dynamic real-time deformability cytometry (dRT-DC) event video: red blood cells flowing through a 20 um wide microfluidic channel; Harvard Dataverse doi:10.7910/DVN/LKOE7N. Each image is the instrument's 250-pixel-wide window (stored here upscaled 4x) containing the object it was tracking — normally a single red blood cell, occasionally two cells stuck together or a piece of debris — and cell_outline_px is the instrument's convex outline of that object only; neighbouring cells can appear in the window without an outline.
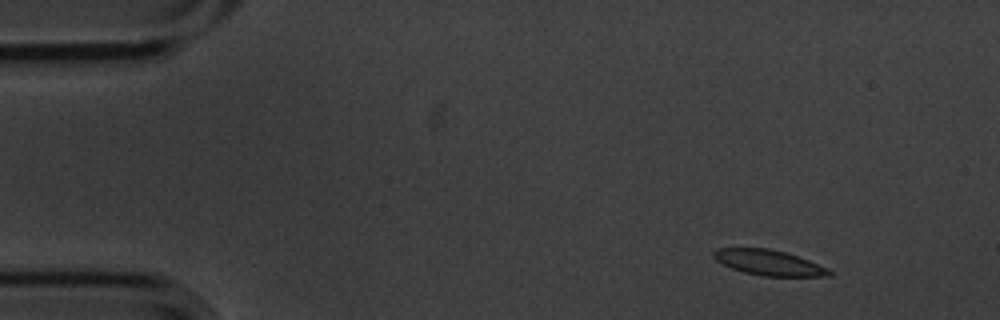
{"species": "common noctule bat (a hibernating species)", "species_latin": "Nyctalus noctula", "temperature_condition": "cold", "stored_images_in_passage": 12, "camera_frame_rate_fps": 3000, "um_per_image_px": 0.085, "animal": {"sex": "male", "body_mass_g": 20.1, "forearm_length_mm": 53.5}, "frame": {"image": 1, "passage_image": 1, "time_ms": 0.0, "image_size_px": [1000, 320], "cell_outline_px": [[832, 276], [764, 276], [744, 272], [732, 268], [716, 260], [712, 256], [712, 252], [716, 248], [768, 248], [784, 252], [808, 260], [828, 268], [832, 272]], "centroid_in_image_um": [65.33, 22.32], "position_along_channel_um": 19.7, "area_um2": 16.94}}
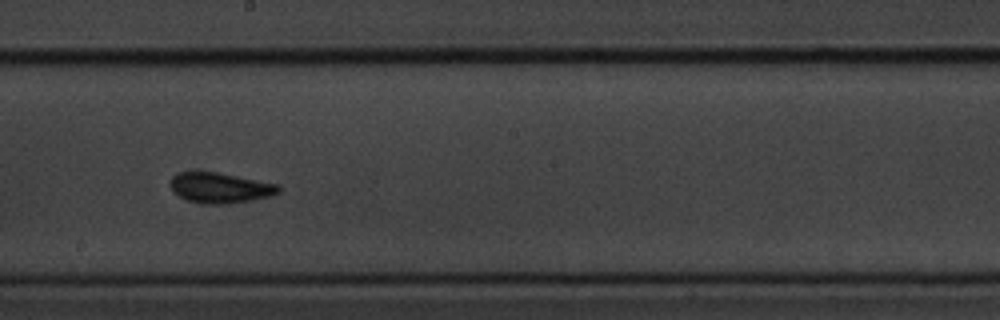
{"frame": {"image": 2, "passage_image": 7, "time_ms": 2.0, "image_size_px": [1000, 320], "cell_outline_px": [[280, 192], [272, 196], [252, 200], [228, 204], [204, 204], [188, 200], [180, 196], [172, 188], [172, 176], [180, 172], [216, 172], [280, 184]], "centroid_in_image_um": [18.79, 15.97], "position_along_channel_um": 229.4, "area_um2": 19.02}}
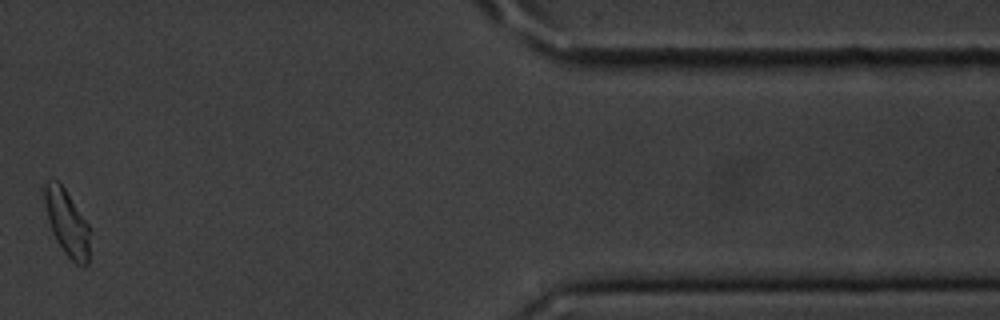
{"frame": {"image": 3, "passage_image": 12, "time_ms": 3.667, "image_size_px": [1000, 320], "cell_outline_px": [[88, 264], [84, 268], [76, 264], [64, 252], [56, 240], [52, 232], [44, 204], [44, 184], [48, 180], [56, 180], [64, 188], [88, 224]], "centroid_in_image_um": [5.67, 18.95], "position_along_channel_um": 405.7, "area_um2": 17.05}}